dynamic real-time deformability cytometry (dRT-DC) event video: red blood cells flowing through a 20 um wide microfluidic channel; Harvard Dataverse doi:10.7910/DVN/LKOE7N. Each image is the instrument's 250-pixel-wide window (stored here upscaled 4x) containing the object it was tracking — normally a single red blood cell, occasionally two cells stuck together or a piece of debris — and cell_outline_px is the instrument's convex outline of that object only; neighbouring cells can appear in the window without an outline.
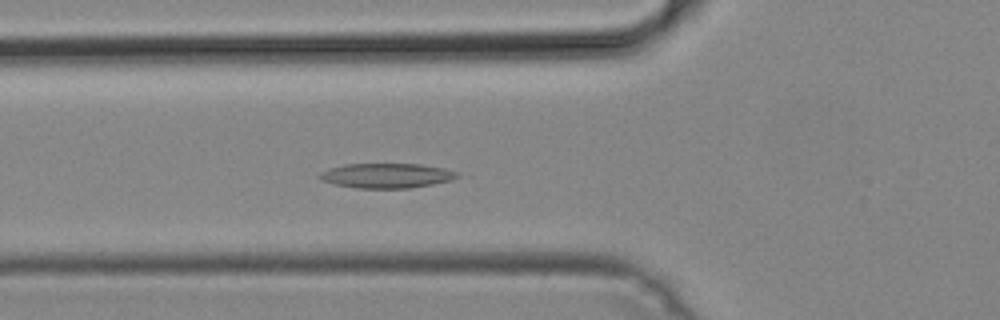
{"species": "common noctule bat (a hibernating species)", "species_latin": "Nyctalus noctula", "temperature_condition": "cold", "stored_images_in_passage": 41, "camera_frame_rate_fps": 3000, "um_per_image_px": 0.085, "animal": {"sex": "male", "body_mass_g": 19.2, "forearm_length_mm": 51.8}, "frame": {"image": 1, "passage_image": 9, "time_ms": 2.667, "image_size_px": [1000, 320], "cell_outline_px": [[460, 176], [452, 180], [432, 184], [408, 188], [356, 188], [336, 184], [320, 180], [316, 176], [320, 172], [328, 168], [344, 164], [420, 164], [444, 168], [456, 172]], "centroid_in_image_um": [32.82, 14.92], "position_along_channel_um": 93.0, "area_um2": 19.88}}
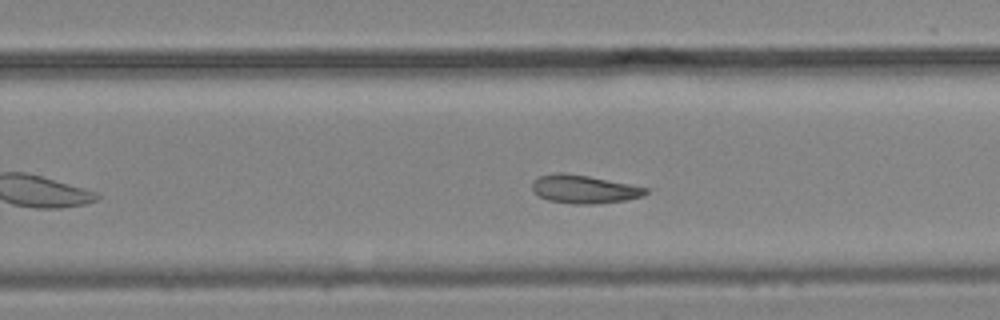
{"frame": {"image": 2, "passage_image": 23, "time_ms": 7.333, "image_size_px": [1000, 320], "cell_outline_px": [[656, 188], [640, 196], [624, 200], [596, 204], [572, 204], [548, 200], [540, 196], [532, 188], [532, 180], [540, 176], [560, 172], [564, 172], [588, 176]], "centroid_in_image_um": [49.71, 16.07], "position_along_channel_um": 280.1, "area_um2": 18.9}}
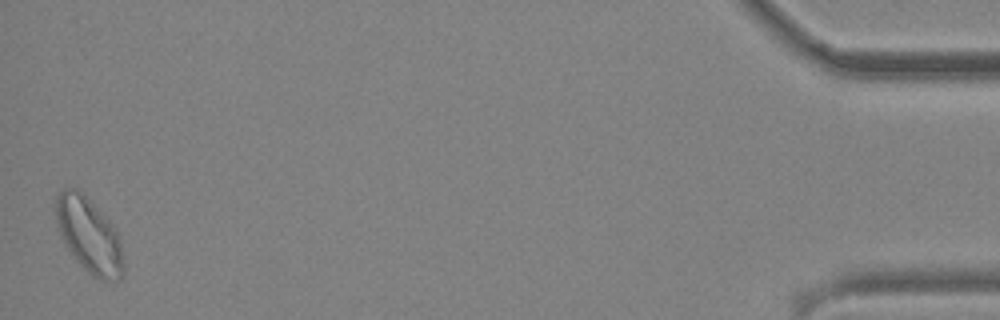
{"frame": {"image": 3, "passage_image": 41, "time_ms": 13.333, "image_size_px": [1000, 320], "cell_outline_px": [[124, 272], [120, 280], [100, 280], [92, 276], [76, 260], [64, 244], [60, 236], [56, 224], [56, 196], [64, 188], [76, 188], [112, 224], [120, 236], [124, 264]], "centroid_in_image_um": [7.58, 20.05], "position_along_channel_um": 427.6, "area_um2": 29.42}}